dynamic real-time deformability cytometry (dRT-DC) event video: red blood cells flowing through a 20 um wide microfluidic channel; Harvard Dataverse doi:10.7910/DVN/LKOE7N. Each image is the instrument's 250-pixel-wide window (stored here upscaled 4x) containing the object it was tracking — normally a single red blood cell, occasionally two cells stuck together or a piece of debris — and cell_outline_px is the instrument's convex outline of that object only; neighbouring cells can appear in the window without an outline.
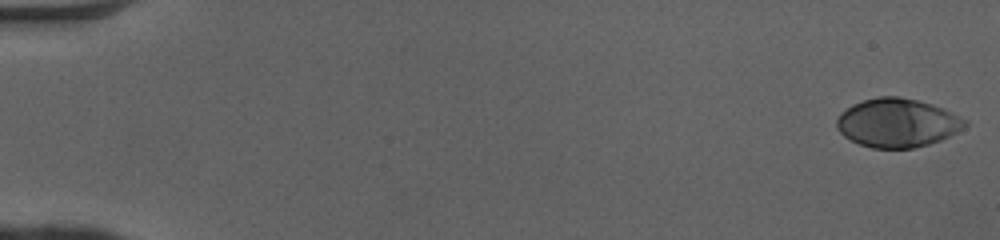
{"species": "human", "species_latin": "Homo sapiens", "temperature_condition": "cold", "stored_images_in_passage": 50, "camera_frame_rate_fps": 3000, "um_per_image_px": 0.085, "donor": {"sex": "female"}, "frame": {"image": 1, "passage_image": 1, "time_ms": 0.0, "image_size_px": [1000, 240], "cell_outline_px": [[968, 124], [964, 128], [940, 140], [928, 144], [912, 148], [872, 148], [860, 144], [844, 136], [836, 128], [836, 120], [840, 112], [852, 104], [864, 100], [880, 96], [900, 96], [932, 104], [944, 108], [968, 120]], "centroid_in_image_um": [76.27, 10.43], "position_along_channel_um": 8.7, "area_um2": 36.47}}
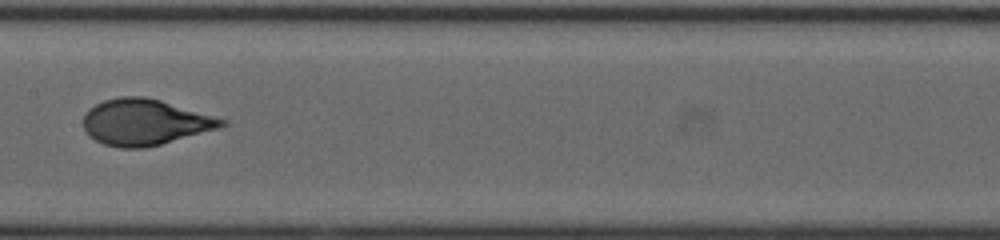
{"frame": {"image": 2, "passage_image": 27, "time_ms": 8.667, "image_size_px": [1000, 240], "cell_outline_px": [[228, 124], [220, 128], [160, 144], [144, 148], [120, 148], [104, 144], [88, 136], [84, 128], [84, 116], [88, 108], [104, 100], [120, 96], [144, 96], [160, 100], [228, 120]], "centroid_in_image_um": [12.31, 10.38], "position_along_channel_um": 195.1, "area_um2": 37.05}}
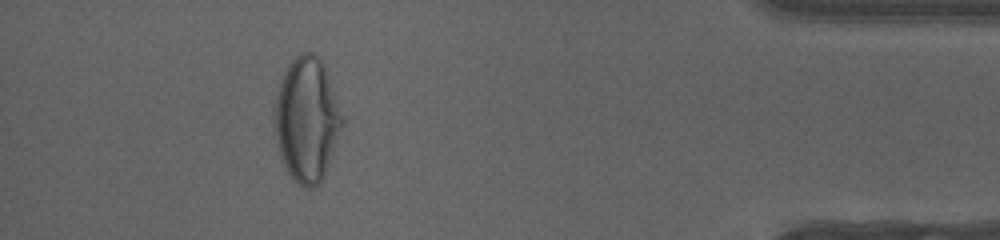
{"frame": {"image": 3, "passage_image": 46, "time_ms": 15.0, "image_size_px": [1000, 240], "cell_outline_px": [[344, 124], [324, 176], [320, 184], [316, 188], [304, 188], [296, 184], [280, 160], [272, 124], [272, 116], [276, 96], [284, 72], [288, 64], [300, 52], [312, 52], [320, 56], [324, 64], [344, 120]], "centroid_in_image_um": [26.05, 10.19], "position_along_channel_um": 409.1, "area_um2": 49.82}, "authors_computed_cell_mechanics": {"area_um2": 36.4429, "velocity_mm_per_s": 4.0943, "shape_relaxation_time_tau1_ms": 5.2302, "shape_relaxation_time_tau2_ms": null, "deformation_change_tau1": 0.2394, "deformation_change_tau2": null}}